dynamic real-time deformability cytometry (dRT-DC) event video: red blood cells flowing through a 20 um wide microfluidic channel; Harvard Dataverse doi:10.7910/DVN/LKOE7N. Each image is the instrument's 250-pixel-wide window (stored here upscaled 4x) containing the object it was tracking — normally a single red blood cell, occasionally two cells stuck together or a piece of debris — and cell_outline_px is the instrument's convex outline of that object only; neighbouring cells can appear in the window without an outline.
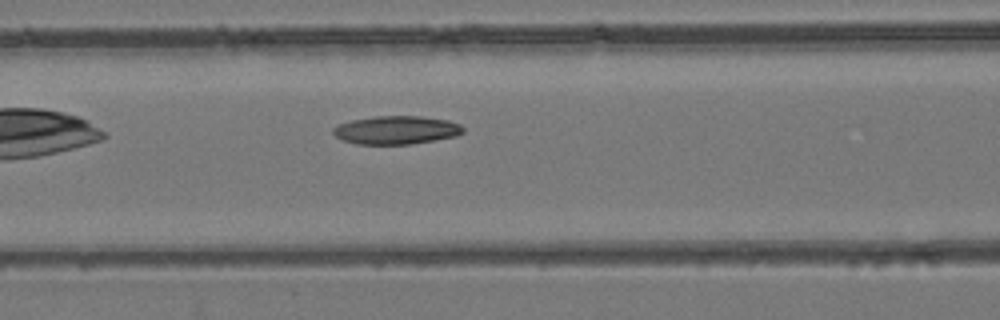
{"species": "common noctule bat (a hibernating species)", "species_latin": "Nyctalus noctula", "temperature_condition": "room temperature", "stored_images_in_passage": 31, "camera_frame_rate_fps": 3000, "um_per_image_px": 0.085, "animal": {"sex": "female", "body_mass_g": 24.6, "forearm_length_mm": 56.2}, "frame": {"image": 1, "passage_image": 8, "time_ms": 2.333, "image_size_px": [1000, 320], "cell_outline_px": [[464, 132], [456, 136], [408, 144], [356, 144], [340, 140], [332, 132], [332, 128], [340, 124], [352, 120], [376, 116], [420, 116], [448, 120], [460, 124], [464, 128]], "centroid_in_image_um": [33.67, 11.05], "position_along_channel_um": 132.9, "area_um2": 21.39}}
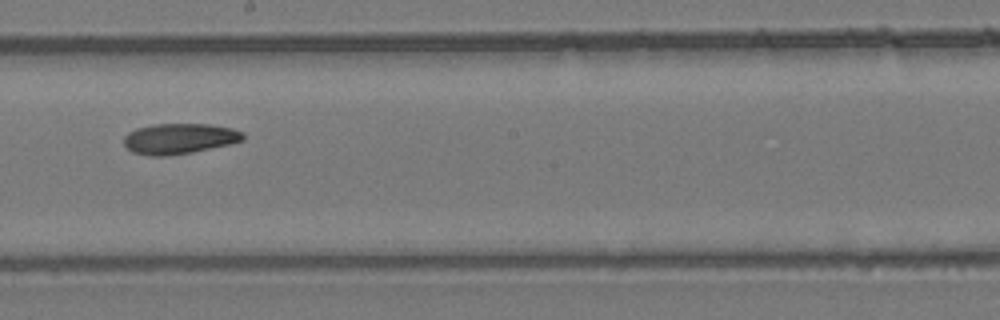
{"frame": {"image": 2, "passage_image": 15, "time_ms": 4.667, "image_size_px": [1000, 320], "cell_outline_px": [[244, 140], [228, 144], [192, 152], [168, 156], [152, 156], [132, 152], [124, 144], [124, 136], [128, 132], [136, 128], [152, 124], [208, 124], [232, 128], [244, 132]], "centroid_in_image_um": [15.23, 11.78], "position_along_channel_um": 233.0, "area_um2": 21.21}}
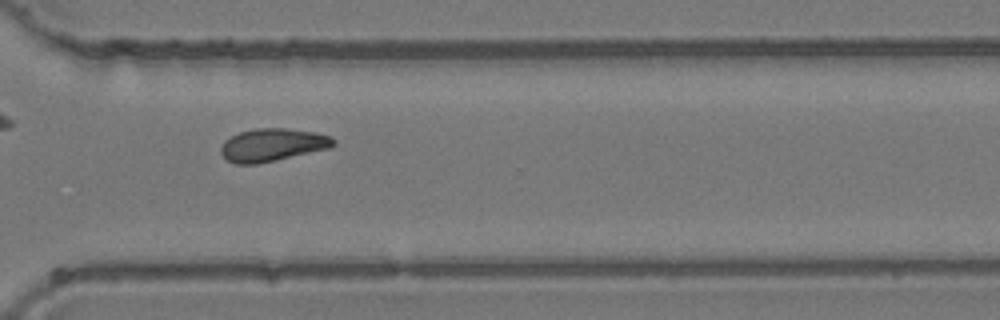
{"frame": {"image": 3, "passage_image": 23, "time_ms": 7.333, "image_size_px": [1000, 320], "cell_outline_px": [[336, 144], [328, 148], [256, 164], [236, 164], [228, 160], [220, 152], [220, 148], [224, 140], [240, 132], [256, 128], [288, 128], [316, 132], [332, 136], [336, 140]], "centroid_in_image_um": [23.17, 12.3], "position_along_channel_um": 347.4, "area_um2": 21.39}}